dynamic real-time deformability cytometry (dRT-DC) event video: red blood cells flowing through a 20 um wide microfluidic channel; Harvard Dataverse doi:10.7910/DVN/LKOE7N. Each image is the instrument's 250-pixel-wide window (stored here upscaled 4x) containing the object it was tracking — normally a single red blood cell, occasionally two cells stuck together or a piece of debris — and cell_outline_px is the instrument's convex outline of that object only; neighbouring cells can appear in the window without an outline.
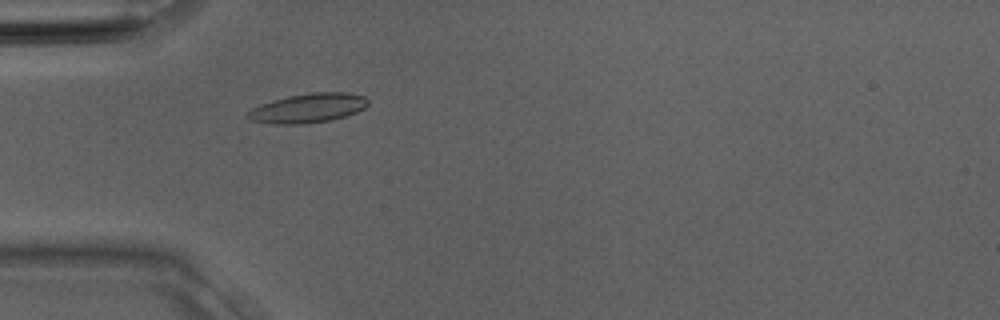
{"species": "Egyptian fruit bat (a non-hibernating species)", "species_latin": "Rousettus aegyptiacus", "temperature_condition": "room temperature", "stored_images_in_passage": 1, "camera_frame_rate_fps": 3000, "um_per_image_px": 0.085, "animal": {"sex": "male"}, "frame": {"image": 1, "passage_image": 1, "time_ms": 0.0, "image_size_px": [1000, 320], "cell_outline_px": [[368, 104], [364, 108], [356, 112], [332, 120], [304, 124], [272, 124], [252, 120], [244, 116], [252, 108], [260, 104], [272, 100], [288, 96], [312, 92], [344, 92], [364, 96], [368, 100]], "centroid_in_image_um": [26.16, 9.19], "position_along_channel_um": 58.8, "area_um2": 20.58}}